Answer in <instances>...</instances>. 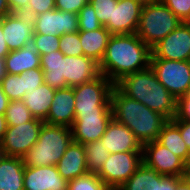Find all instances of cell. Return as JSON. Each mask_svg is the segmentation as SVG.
Segmentation results:
<instances>
[{
	"mask_svg": "<svg viewBox=\"0 0 190 190\" xmlns=\"http://www.w3.org/2000/svg\"><path fill=\"white\" fill-rule=\"evenodd\" d=\"M143 3H148V2H152V1H156V0H140Z\"/></svg>",
	"mask_w": 190,
	"mask_h": 190,
	"instance_id": "51",
	"label": "cell"
},
{
	"mask_svg": "<svg viewBox=\"0 0 190 190\" xmlns=\"http://www.w3.org/2000/svg\"><path fill=\"white\" fill-rule=\"evenodd\" d=\"M55 91L56 89L44 82L32 91L26 92L22 101L34 118L44 121L49 113Z\"/></svg>",
	"mask_w": 190,
	"mask_h": 190,
	"instance_id": "23",
	"label": "cell"
},
{
	"mask_svg": "<svg viewBox=\"0 0 190 190\" xmlns=\"http://www.w3.org/2000/svg\"><path fill=\"white\" fill-rule=\"evenodd\" d=\"M85 148L86 165L89 172L97 173L110 156L100 140L88 142L83 145Z\"/></svg>",
	"mask_w": 190,
	"mask_h": 190,
	"instance_id": "28",
	"label": "cell"
},
{
	"mask_svg": "<svg viewBox=\"0 0 190 190\" xmlns=\"http://www.w3.org/2000/svg\"><path fill=\"white\" fill-rule=\"evenodd\" d=\"M56 167L59 174L67 181L87 174L89 170L86 165L84 146L72 141Z\"/></svg>",
	"mask_w": 190,
	"mask_h": 190,
	"instance_id": "20",
	"label": "cell"
},
{
	"mask_svg": "<svg viewBox=\"0 0 190 190\" xmlns=\"http://www.w3.org/2000/svg\"><path fill=\"white\" fill-rule=\"evenodd\" d=\"M113 87L114 84L102 74L93 81L73 87L75 113L111 110L110 93Z\"/></svg>",
	"mask_w": 190,
	"mask_h": 190,
	"instance_id": "6",
	"label": "cell"
},
{
	"mask_svg": "<svg viewBox=\"0 0 190 190\" xmlns=\"http://www.w3.org/2000/svg\"><path fill=\"white\" fill-rule=\"evenodd\" d=\"M89 0H55V9L78 14Z\"/></svg>",
	"mask_w": 190,
	"mask_h": 190,
	"instance_id": "40",
	"label": "cell"
},
{
	"mask_svg": "<svg viewBox=\"0 0 190 190\" xmlns=\"http://www.w3.org/2000/svg\"><path fill=\"white\" fill-rule=\"evenodd\" d=\"M157 141L187 162L190 151L181 137L180 129L171 120L163 126Z\"/></svg>",
	"mask_w": 190,
	"mask_h": 190,
	"instance_id": "27",
	"label": "cell"
},
{
	"mask_svg": "<svg viewBox=\"0 0 190 190\" xmlns=\"http://www.w3.org/2000/svg\"><path fill=\"white\" fill-rule=\"evenodd\" d=\"M118 0H89L96 12L99 22L105 26L109 20H112L113 4H117Z\"/></svg>",
	"mask_w": 190,
	"mask_h": 190,
	"instance_id": "35",
	"label": "cell"
},
{
	"mask_svg": "<svg viewBox=\"0 0 190 190\" xmlns=\"http://www.w3.org/2000/svg\"><path fill=\"white\" fill-rule=\"evenodd\" d=\"M9 14H11V11L7 3V0H0V18H3Z\"/></svg>",
	"mask_w": 190,
	"mask_h": 190,
	"instance_id": "47",
	"label": "cell"
},
{
	"mask_svg": "<svg viewBox=\"0 0 190 190\" xmlns=\"http://www.w3.org/2000/svg\"><path fill=\"white\" fill-rule=\"evenodd\" d=\"M186 174L188 177H190V155H189V158L186 162Z\"/></svg>",
	"mask_w": 190,
	"mask_h": 190,
	"instance_id": "50",
	"label": "cell"
},
{
	"mask_svg": "<svg viewBox=\"0 0 190 190\" xmlns=\"http://www.w3.org/2000/svg\"><path fill=\"white\" fill-rule=\"evenodd\" d=\"M11 13H26L29 0H7Z\"/></svg>",
	"mask_w": 190,
	"mask_h": 190,
	"instance_id": "42",
	"label": "cell"
},
{
	"mask_svg": "<svg viewBox=\"0 0 190 190\" xmlns=\"http://www.w3.org/2000/svg\"><path fill=\"white\" fill-rule=\"evenodd\" d=\"M34 34L62 36L66 33H76L78 29V14L53 9L33 17Z\"/></svg>",
	"mask_w": 190,
	"mask_h": 190,
	"instance_id": "14",
	"label": "cell"
},
{
	"mask_svg": "<svg viewBox=\"0 0 190 190\" xmlns=\"http://www.w3.org/2000/svg\"><path fill=\"white\" fill-rule=\"evenodd\" d=\"M164 176L142 162L132 176L117 190H158V182Z\"/></svg>",
	"mask_w": 190,
	"mask_h": 190,
	"instance_id": "26",
	"label": "cell"
},
{
	"mask_svg": "<svg viewBox=\"0 0 190 190\" xmlns=\"http://www.w3.org/2000/svg\"><path fill=\"white\" fill-rule=\"evenodd\" d=\"M75 120V98L72 87L56 89L47 118L48 124L71 127Z\"/></svg>",
	"mask_w": 190,
	"mask_h": 190,
	"instance_id": "19",
	"label": "cell"
},
{
	"mask_svg": "<svg viewBox=\"0 0 190 190\" xmlns=\"http://www.w3.org/2000/svg\"><path fill=\"white\" fill-rule=\"evenodd\" d=\"M63 58L64 54L60 50L40 56L44 82L54 89L68 87L63 75Z\"/></svg>",
	"mask_w": 190,
	"mask_h": 190,
	"instance_id": "25",
	"label": "cell"
},
{
	"mask_svg": "<svg viewBox=\"0 0 190 190\" xmlns=\"http://www.w3.org/2000/svg\"><path fill=\"white\" fill-rule=\"evenodd\" d=\"M152 49L137 34H113L99 64L100 73L114 85L128 74L150 67Z\"/></svg>",
	"mask_w": 190,
	"mask_h": 190,
	"instance_id": "1",
	"label": "cell"
},
{
	"mask_svg": "<svg viewBox=\"0 0 190 190\" xmlns=\"http://www.w3.org/2000/svg\"><path fill=\"white\" fill-rule=\"evenodd\" d=\"M144 3L140 0H118L113 4L112 20L104 26L113 34H135Z\"/></svg>",
	"mask_w": 190,
	"mask_h": 190,
	"instance_id": "15",
	"label": "cell"
},
{
	"mask_svg": "<svg viewBox=\"0 0 190 190\" xmlns=\"http://www.w3.org/2000/svg\"><path fill=\"white\" fill-rule=\"evenodd\" d=\"M100 141L110 153L143 151V145L132 131L114 118L108 123Z\"/></svg>",
	"mask_w": 190,
	"mask_h": 190,
	"instance_id": "17",
	"label": "cell"
},
{
	"mask_svg": "<svg viewBox=\"0 0 190 190\" xmlns=\"http://www.w3.org/2000/svg\"><path fill=\"white\" fill-rule=\"evenodd\" d=\"M6 130H7V123L5 115L0 114V144L3 141Z\"/></svg>",
	"mask_w": 190,
	"mask_h": 190,
	"instance_id": "48",
	"label": "cell"
},
{
	"mask_svg": "<svg viewBox=\"0 0 190 190\" xmlns=\"http://www.w3.org/2000/svg\"><path fill=\"white\" fill-rule=\"evenodd\" d=\"M143 151L111 153L96 173L110 190H117L142 164Z\"/></svg>",
	"mask_w": 190,
	"mask_h": 190,
	"instance_id": "7",
	"label": "cell"
},
{
	"mask_svg": "<svg viewBox=\"0 0 190 190\" xmlns=\"http://www.w3.org/2000/svg\"><path fill=\"white\" fill-rule=\"evenodd\" d=\"M112 118V110L75 113L74 123L70 127L73 141L84 145L88 142L100 140Z\"/></svg>",
	"mask_w": 190,
	"mask_h": 190,
	"instance_id": "12",
	"label": "cell"
},
{
	"mask_svg": "<svg viewBox=\"0 0 190 190\" xmlns=\"http://www.w3.org/2000/svg\"><path fill=\"white\" fill-rule=\"evenodd\" d=\"M63 75L68 87L93 81L101 75L99 63L90 57L66 56L63 58Z\"/></svg>",
	"mask_w": 190,
	"mask_h": 190,
	"instance_id": "16",
	"label": "cell"
},
{
	"mask_svg": "<svg viewBox=\"0 0 190 190\" xmlns=\"http://www.w3.org/2000/svg\"><path fill=\"white\" fill-rule=\"evenodd\" d=\"M3 30H2V24L0 21V58H4L9 52V48L5 42V39L3 38Z\"/></svg>",
	"mask_w": 190,
	"mask_h": 190,
	"instance_id": "45",
	"label": "cell"
},
{
	"mask_svg": "<svg viewBox=\"0 0 190 190\" xmlns=\"http://www.w3.org/2000/svg\"><path fill=\"white\" fill-rule=\"evenodd\" d=\"M5 70L8 74H22L34 68H41L40 55L29 43L19 50L10 51L5 57Z\"/></svg>",
	"mask_w": 190,
	"mask_h": 190,
	"instance_id": "22",
	"label": "cell"
},
{
	"mask_svg": "<svg viewBox=\"0 0 190 190\" xmlns=\"http://www.w3.org/2000/svg\"><path fill=\"white\" fill-rule=\"evenodd\" d=\"M9 103L7 95L4 93L2 85L0 83V114H5Z\"/></svg>",
	"mask_w": 190,
	"mask_h": 190,
	"instance_id": "46",
	"label": "cell"
},
{
	"mask_svg": "<svg viewBox=\"0 0 190 190\" xmlns=\"http://www.w3.org/2000/svg\"><path fill=\"white\" fill-rule=\"evenodd\" d=\"M96 12L90 3H87L78 13L79 31H93L101 28Z\"/></svg>",
	"mask_w": 190,
	"mask_h": 190,
	"instance_id": "33",
	"label": "cell"
},
{
	"mask_svg": "<svg viewBox=\"0 0 190 190\" xmlns=\"http://www.w3.org/2000/svg\"><path fill=\"white\" fill-rule=\"evenodd\" d=\"M24 171L22 157L0 154V190H24Z\"/></svg>",
	"mask_w": 190,
	"mask_h": 190,
	"instance_id": "21",
	"label": "cell"
},
{
	"mask_svg": "<svg viewBox=\"0 0 190 190\" xmlns=\"http://www.w3.org/2000/svg\"><path fill=\"white\" fill-rule=\"evenodd\" d=\"M6 75L4 58H0V83Z\"/></svg>",
	"mask_w": 190,
	"mask_h": 190,
	"instance_id": "49",
	"label": "cell"
},
{
	"mask_svg": "<svg viewBox=\"0 0 190 190\" xmlns=\"http://www.w3.org/2000/svg\"><path fill=\"white\" fill-rule=\"evenodd\" d=\"M110 100L113 118L127 126L142 145L157 140L169 121L162 114L126 96L116 85L110 93Z\"/></svg>",
	"mask_w": 190,
	"mask_h": 190,
	"instance_id": "2",
	"label": "cell"
},
{
	"mask_svg": "<svg viewBox=\"0 0 190 190\" xmlns=\"http://www.w3.org/2000/svg\"><path fill=\"white\" fill-rule=\"evenodd\" d=\"M59 50L66 56L84 55L79 39V32L66 33L60 36Z\"/></svg>",
	"mask_w": 190,
	"mask_h": 190,
	"instance_id": "34",
	"label": "cell"
},
{
	"mask_svg": "<svg viewBox=\"0 0 190 190\" xmlns=\"http://www.w3.org/2000/svg\"><path fill=\"white\" fill-rule=\"evenodd\" d=\"M72 141V131L69 126L44 122L37 142L23 156L24 165L56 166Z\"/></svg>",
	"mask_w": 190,
	"mask_h": 190,
	"instance_id": "4",
	"label": "cell"
},
{
	"mask_svg": "<svg viewBox=\"0 0 190 190\" xmlns=\"http://www.w3.org/2000/svg\"><path fill=\"white\" fill-rule=\"evenodd\" d=\"M181 23L161 0H156L144 3L136 34L152 49Z\"/></svg>",
	"mask_w": 190,
	"mask_h": 190,
	"instance_id": "5",
	"label": "cell"
},
{
	"mask_svg": "<svg viewBox=\"0 0 190 190\" xmlns=\"http://www.w3.org/2000/svg\"><path fill=\"white\" fill-rule=\"evenodd\" d=\"M115 85L126 96L162 114L168 120L175 117L177 99L158 81L151 67L128 74Z\"/></svg>",
	"mask_w": 190,
	"mask_h": 190,
	"instance_id": "3",
	"label": "cell"
},
{
	"mask_svg": "<svg viewBox=\"0 0 190 190\" xmlns=\"http://www.w3.org/2000/svg\"><path fill=\"white\" fill-rule=\"evenodd\" d=\"M44 121L33 118L31 121L16 126H7L0 154L22 157L37 142Z\"/></svg>",
	"mask_w": 190,
	"mask_h": 190,
	"instance_id": "9",
	"label": "cell"
},
{
	"mask_svg": "<svg viewBox=\"0 0 190 190\" xmlns=\"http://www.w3.org/2000/svg\"><path fill=\"white\" fill-rule=\"evenodd\" d=\"M4 115L7 126L24 124L34 118L22 100L9 101Z\"/></svg>",
	"mask_w": 190,
	"mask_h": 190,
	"instance_id": "29",
	"label": "cell"
},
{
	"mask_svg": "<svg viewBox=\"0 0 190 190\" xmlns=\"http://www.w3.org/2000/svg\"><path fill=\"white\" fill-rule=\"evenodd\" d=\"M78 32L83 54L100 64L105 55L108 40L112 34L104 26L93 31Z\"/></svg>",
	"mask_w": 190,
	"mask_h": 190,
	"instance_id": "24",
	"label": "cell"
},
{
	"mask_svg": "<svg viewBox=\"0 0 190 190\" xmlns=\"http://www.w3.org/2000/svg\"><path fill=\"white\" fill-rule=\"evenodd\" d=\"M158 190H176V177L164 176L158 182Z\"/></svg>",
	"mask_w": 190,
	"mask_h": 190,
	"instance_id": "43",
	"label": "cell"
},
{
	"mask_svg": "<svg viewBox=\"0 0 190 190\" xmlns=\"http://www.w3.org/2000/svg\"><path fill=\"white\" fill-rule=\"evenodd\" d=\"M172 120L190 122V93L177 99L176 114Z\"/></svg>",
	"mask_w": 190,
	"mask_h": 190,
	"instance_id": "39",
	"label": "cell"
},
{
	"mask_svg": "<svg viewBox=\"0 0 190 190\" xmlns=\"http://www.w3.org/2000/svg\"><path fill=\"white\" fill-rule=\"evenodd\" d=\"M23 91H32L44 83V74L41 68H34L22 74Z\"/></svg>",
	"mask_w": 190,
	"mask_h": 190,
	"instance_id": "36",
	"label": "cell"
},
{
	"mask_svg": "<svg viewBox=\"0 0 190 190\" xmlns=\"http://www.w3.org/2000/svg\"><path fill=\"white\" fill-rule=\"evenodd\" d=\"M182 22H190V0H161Z\"/></svg>",
	"mask_w": 190,
	"mask_h": 190,
	"instance_id": "37",
	"label": "cell"
},
{
	"mask_svg": "<svg viewBox=\"0 0 190 190\" xmlns=\"http://www.w3.org/2000/svg\"><path fill=\"white\" fill-rule=\"evenodd\" d=\"M179 129L180 134L190 151V122L184 120H171Z\"/></svg>",
	"mask_w": 190,
	"mask_h": 190,
	"instance_id": "41",
	"label": "cell"
},
{
	"mask_svg": "<svg viewBox=\"0 0 190 190\" xmlns=\"http://www.w3.org/2000/svg\"><path fill=\"white\" fill-rule=\"evenodd\" d=\"M23 185L24 190H67L68 181L56 166H25Z\"/></svg>",
	"mask_w": 190,
	"mask_h": 190,
	"instance_id": "18",
	"label": "cell"
},
{
	"mask_svg": "<svg viewBox=\"0 0 190 190\" xmlns=\"http://www.w3.org/2000/svg\"><path fill=\"white\" fill-rule=\"evenodd\" d=\"M143 163L165 176L186 177V163L157 140L143 145Z\"/></svg>",
	"mask_w": 190,
	"mask_h": 190,
	"instance_id": "10",
	"label": "cell"
},
{
	"mask_svg": "<svg viewBox=\"0 0 190 190\" xmlns=\"http://www.w3.org/2000/svg\"><path fill=\"white\" fill-rule=\"evenodd\" d=\"M151 59L190 61V23L182 22L152 48Z\"/></svg>",
	"mask_w": 190,
	"mask_h": 190,
	"instance_id": "11",
	"label": "cell"
},
{
	"mask_svg": "<svg viewBox=\"0 0 190 190\" xmlns=\"http://www.w3.org/2000/svg\"><path fill=\"white\" fill-rule=\"evenodd\" d=\"M1 85L9 101L22 100L26 94V91H23L21 74L14 75L6 73L1 81Z\"/></svg>",
	"mask_w": 190,
	"mask_h": 190,
	"instance_id": "31",
	"label": "cell"
},
{
	"mask_svg": "<svg viewBox=\"0 0 190 190\" xmlns=\"http://www.w3.org/2000/svg\"><path fill=\"white\" fill-rule=\"evenodd\" d=\"M31 44L34 46L40 56L59 50L60 36L34 34L31 39Z\"/></svg>",
	"mask_w": 190,
	"mask_h": 190,
	"instance_id": "32",
	"label": "cell"
},
{
	"mask_svg": "<svg viewBox=\"0 0 190 190\" xmlns=\"http://www.w3.org/2000/svg\"><path fill=\"white\" fill-rule=\"evenodd\" d=\"M55 9V0H29L26 15L35 17L41 13Z\"/></svg>",
	"mask_w": 190,
	"mask_h": 190,
	"instance_id": "38",
	"label": "cell"
},
{
	"mask_svg": "<svg viewBox=\"0 0 190 190\" xmlns=\"http://www.w3.org/2000/svg\"><path fill=\"white\" fill-rule=\"evenodd\" d=\"M67 190H110L96 173L87 174L68 181Z\"/></svg>",
	"mask_w": 190,
	"mask_h": 190,
	"instance_id": "30",
	"label": "cell"
},
{
	"mask_svg": "<svg viewBox=\"0 0 190 190\" xmlns=\"http://www.w3.org/2000/svg\"><path fill=\"white\" fill-rule=\"evenodd\" d=\"M150 67L176 99L190 93V61L151 59Z\"/></svg>",
	"mask_w": 190,
	"mask_h": 190,
	"instance_id": "8",
	"label": "cell"
},
{
	"mask_svg": "<svg viewBox=\"0 0 190 190\" xmlns=\"http://www.w3.org/2000/svg\"><path fill=\"white\" fill-rule=\"evenodd\" d=\"M5 42L10 51L31 43L34 36L33 18L24 13H11L0 18Z\"/></svg>",
	"mask_w": 190,
	"mask_h": 190,
	"instance_id": "13",
	"label": "cell"
},
{
	"mask_svg": "<svg viewBox=\"0 0 190 190\" xmlns=\"http://www.w3.org/2000/svg\"><path fill=\"white\" fill-rule=\"evenodd\" d=\"M176 190H190V177H176Z\"/></svg>",
	"mask_w": 190,
	"mask_h": 190,
	"instance_id": "44",
	"label": "cell"
}]
</instances>
